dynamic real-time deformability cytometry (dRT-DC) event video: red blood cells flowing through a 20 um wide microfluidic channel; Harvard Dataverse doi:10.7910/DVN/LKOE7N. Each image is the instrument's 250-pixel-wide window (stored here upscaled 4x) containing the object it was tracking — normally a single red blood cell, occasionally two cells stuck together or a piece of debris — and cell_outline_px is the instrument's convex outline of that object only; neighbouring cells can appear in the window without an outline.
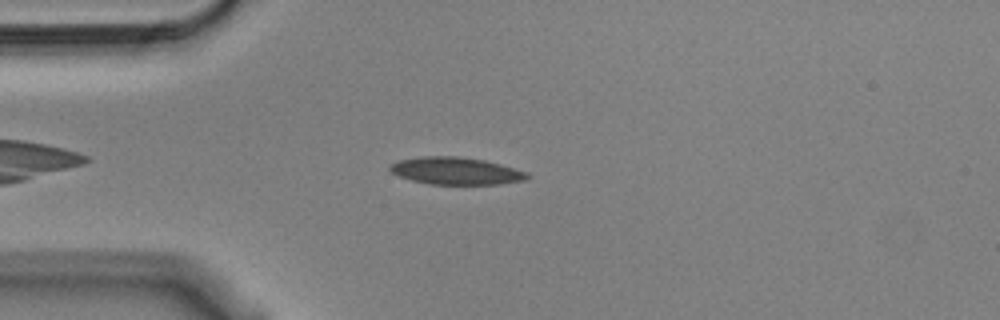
{"species": "Egyptian fruit bat (a non-hibernating species)", "species_latin": "Rousettus aegyptiacus", "temperature_condition": "cold", "stored_images_in_passage": 49, "camera_frame_rate_fps": 3000, "um_per_image_px": 0.085, "animal": {"sex": "male"}, "frame": {"image": 1, "passage_image": 8, "time_ms": 2.333, "image_size_px": [1000, 320], "cell_outline_px": [[532, 176], [524, 180], [500, 184], [428, 184], [412, 180], [400, 176], [392, 172], [388, 168], [392, 164], [400, 160], [424, 156], [456, 156], [484, 160], [500, 164], [528, 172]], "centroid_in_image_um": [38.79, 14.53], "position_along_channel_um": 46.2, "area_um2": 21.68}}
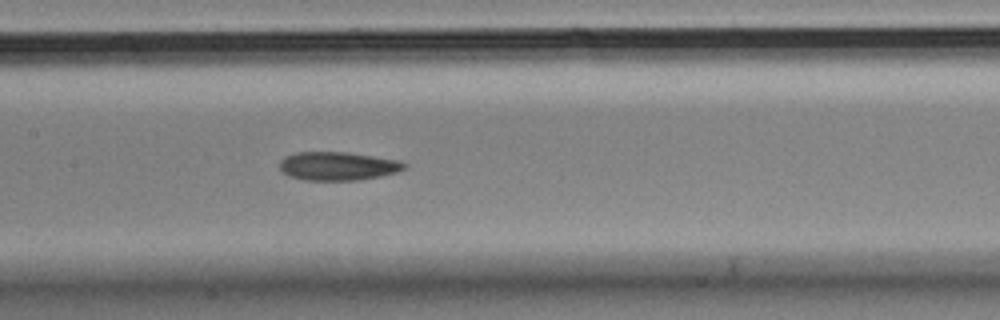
{"frame": {"image": 2, "passage_image": 20, "time_ms": 6.333, "image_size_px": [1000, 320], "cell_outline_px": [[408, 164], [404, 168], [396, 172], [380, 176], [360, 180], [304, 180], [288, 176], [280, 168], [280, 160], [284, 156], [296, 152], [348, 152], [400, 160]], "centroid_in_image_um": [28.71, 14.11], "position_along_channel_um": 178.7, "area_um2": 20.81}}
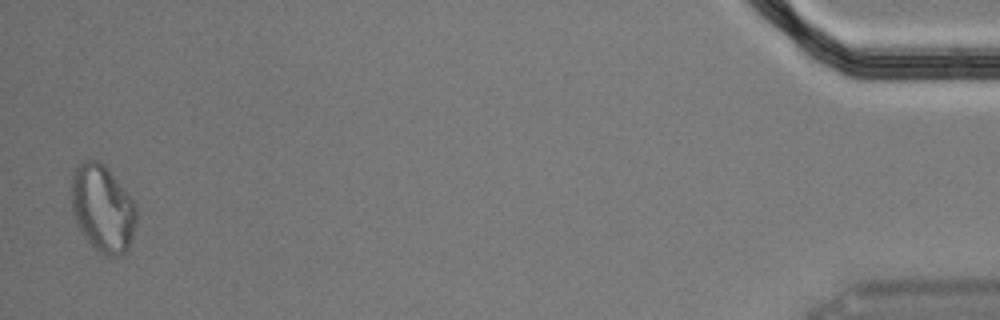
{"frame": {"image": 3, "passage_image": 48, "time_ms": 15.667, "image_size_px": [1000, 320], "cell_outline_px": [[136, 224], [128, 248], [124, 252], [116, 256], [108, 256], [100, 252], [84, 236], [76, 224], [72, 212], [72, 172], [80, 160], [100, 160], [108, 168], [136, 204]], "centroid_in_image_um": [8.71, 17.67], "position_along_channel_um": 426.5, "area_um2": 33.0}, "authors_computed_cell_mechanics": {"area_um2": 21.5016, "velocity_mm_per_s": 3.6305, "shape_relaxation_time_tau1_ms": null, "shape_relaxation_time_tau2_ms": 9.2353, "deformation_change_tau1": null, "deformation_change_tau2": 0.1779}}